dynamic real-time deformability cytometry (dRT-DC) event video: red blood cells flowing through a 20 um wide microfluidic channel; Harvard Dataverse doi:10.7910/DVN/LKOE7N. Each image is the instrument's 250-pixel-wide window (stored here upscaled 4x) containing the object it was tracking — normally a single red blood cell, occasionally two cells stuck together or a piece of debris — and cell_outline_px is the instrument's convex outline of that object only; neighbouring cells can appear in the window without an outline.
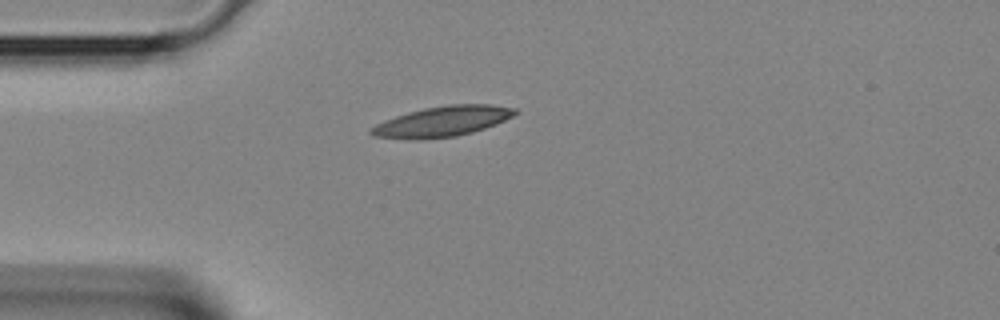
{"species": "Egyptian fruit bat (a non-hibernating species)", "species_latin": "Rousettus aegyptiacus", "temperature_condition": "room temperature", "stored_images_in_passage": 2, "camera_frame_rate_fps": 3000, "um_per_image_px": 0.085, "animal": {"sex": "female"}, "frame": {"image": 1, "passage_image": 2, "time_ms": 0.333, "image_size_px": [1000, 320], "cell_outline_px": [[520, 112], [496, 124], [472, 132], [456, 136], [424, 140], [408, 140], [372, 136], [368, 132], [368, 128], [384, 120], [408, 112], [424, 108], [448, 104], [492, 104], [516, 108]], "centroid_in_image_um": [37.56, 10.33], "position_along_channel_um": 47.4, "area_um2": 25.84}}